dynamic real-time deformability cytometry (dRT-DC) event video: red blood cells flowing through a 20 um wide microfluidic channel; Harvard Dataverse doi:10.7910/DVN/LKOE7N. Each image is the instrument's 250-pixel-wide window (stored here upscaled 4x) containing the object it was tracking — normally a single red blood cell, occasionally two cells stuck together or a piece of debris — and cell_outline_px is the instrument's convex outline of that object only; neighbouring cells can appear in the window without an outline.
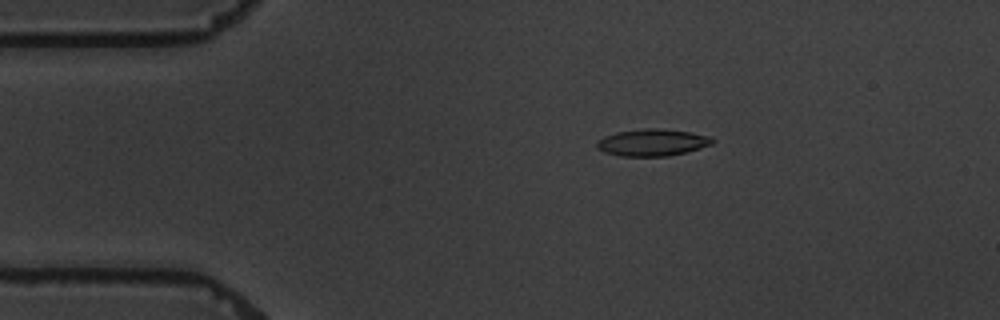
{"species": "common noctule bat (a hibernating species)", "species_latin": "Nyctalus noctula", "temperature_condition": "warm", "stored_images_in_passage": 7, "camera_frame_rate_fps": 3000, "um_per_image_px": 0.085, "animal": {"sex": "male", "body_mass_g": 19.5, "forearm_length_mm": 54.6}, "frame": {"image": 1, "passage_image": 3, "time_ms": 2.333, "image_size_px": [1000, 320], "cell_outline_px": [[716, 140], [712, 144], [700, 148], [668, 156], [620, 156], [604, 152], [596, 148], [596, 140], [604, 136], [616, 132], [648, 128], [656, 128], [688, 132], [712, 136]], "centroid_in_image_um": [55.43, 12.11], "position_along_channel_um": 29.6, "area_um2": 18.15}}
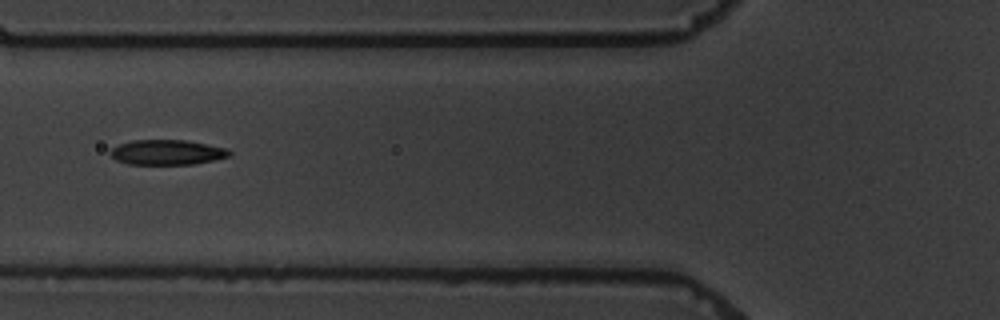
{"frame": {"image": 2, "passage_image": 6, "time_ms": 6.0, "image_size_px": [1000, 320], "cell_outline_px": [[232, 156], [196, 164], [128, 164], [116, 160], [108, 152], [112, 148], [120, 144], [132, 140], [188, 140], [228, 148], [232, 152]], "centroid_in_image_um": [14.25, 12.94], "position_along_channel_um": 111.5, "area_um2": 17.57}}
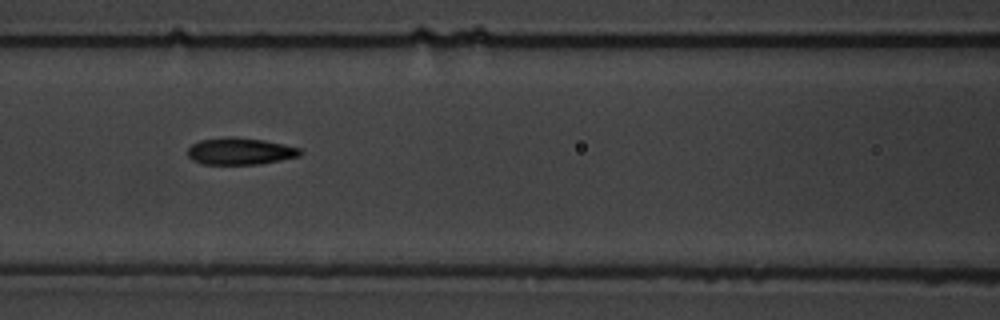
{"frame": {"image": 3, "passage_image": 7, "time_ms": 7.0, "image_size_px": [1000, 320], "cell_outline_px": [[304, 152], [300, 156], [260, 164], [204, 164], [192, 160], [188, 156], [188, 148], [192, 144], [200, 140], [228, 136], [236, 136], [264, 140], [284, 144], [300, 148]], "centroid_in_image_um": [20.43, 12.84], "position_along_channel_um": 146.2, "area_um2": 17.8}}